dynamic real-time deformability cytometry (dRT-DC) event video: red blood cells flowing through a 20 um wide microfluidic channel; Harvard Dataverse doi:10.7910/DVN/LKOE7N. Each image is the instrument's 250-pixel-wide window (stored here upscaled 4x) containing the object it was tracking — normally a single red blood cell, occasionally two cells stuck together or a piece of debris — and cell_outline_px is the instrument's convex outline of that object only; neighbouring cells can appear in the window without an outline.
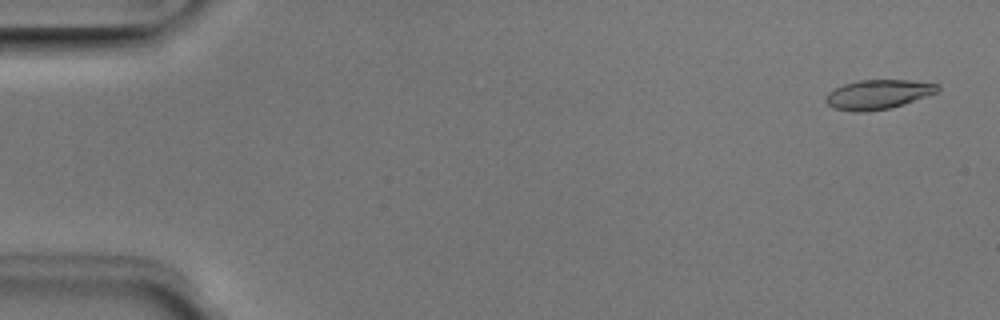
{"species": "Egyptian fruit bat (a non-hibernating species)", "species_latin": "Rousettus aegyptiacus", "temperature_condition": "room temperature", "stored_images_in_passage": 50, "camera_frame_rate_fps": 3000, "um_per_image_px": 0.085, "animal": {"sex": "male"}, "frame": {"image": 1, "passage_image": 2, "time_ms": 0.333, "image_size_px": [1000, 320], "cell_outline_px": [[940, 88], [936, 92], [888, 108], [864, 112], [856, 112], [836, 108], [828, 104], [824, 100], [824, 96], [828, 92], [844, 84], [860, 80], [908, 80], [940, 84]], "centroid_in_image_um": [74.59, 8.01], "position_along_channel_um": 10.4, "area_um2": 18.73}}
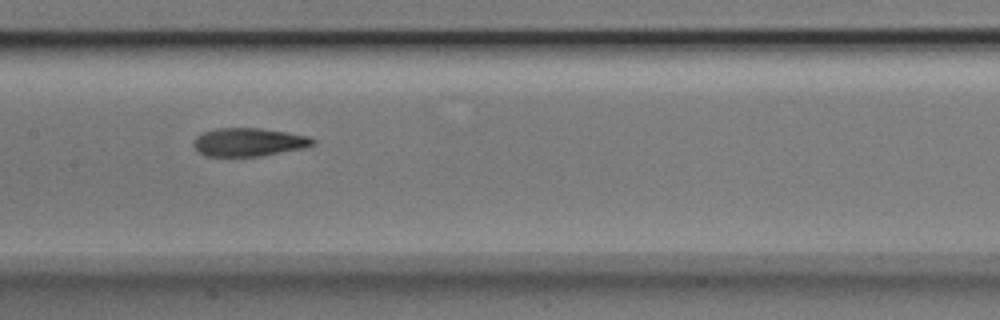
{"frame": {"image": 2, "passage_image": 25, "time_ms": 8.0, "image_size_px": [1000, 320], "cell_outline_px": [[316, 144], [304, 148], [264, 156], [204, 156], [192, 144], [192, 140], [196, 136], [204, 132], [216, 128], [260, 128], [288, 132], [308, 136], [316, 140]], "centroid_in_image_um": [21.16, 12.08], "position_along_channel_um": 186.2, "area_um2": 19.88}}
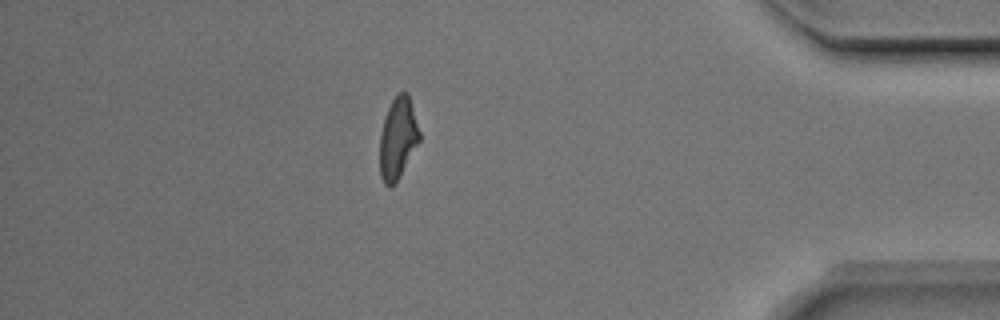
{"frame": {"image": 3, "passage_image": 44, "time_ms": 14.333, "image_size_px": [1000, 320], "cell_outline_px": [[420, 140], [400, 176], [388, 188], [384, 184], [380, 176], [380, 136], [384, 120], [388, 108], [392, 100], [400, 92], [408, 92], [420, 132]], "centroid_in_image_um": [33.82, 11.76], "position_along_channel_um": 401.4, "area_um2": 18.61}, "authors_computed_cell_mechanics": {"area_um2": 19.7387, "velocity_mm_per_s": 4.0105, "shape_relaxation_time_tau1_ms": 4.0478, "shape_relaxation_time_tau2_ms": 2.3173, "deformation_change_tau1": 0.1786, "deformation_change_tau2": 0.109}}